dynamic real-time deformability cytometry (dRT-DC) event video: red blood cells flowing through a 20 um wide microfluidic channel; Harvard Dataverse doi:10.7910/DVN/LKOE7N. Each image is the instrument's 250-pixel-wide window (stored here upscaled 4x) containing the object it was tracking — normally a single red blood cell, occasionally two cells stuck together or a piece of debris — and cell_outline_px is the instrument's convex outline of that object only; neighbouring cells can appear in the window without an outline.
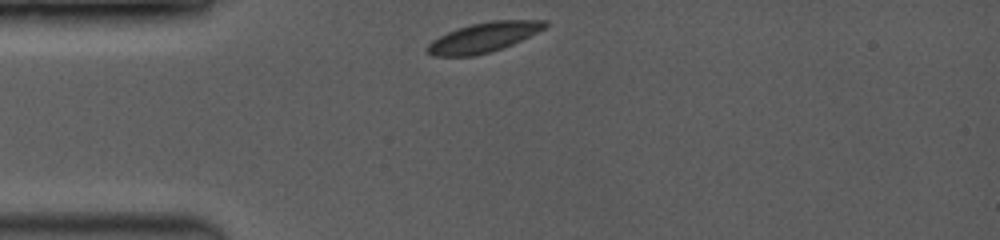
{"species": "common noctule bat (a hibernating species)", "species_latin": "Nyctalus noctula", "temperature_condition": "room temperature", "stored_images_in_passage": 17, "camera_frame_rate_fps": 3500, "um_per_image_px": 0.085, "animal": {"sex": "female", "body_mass_g": 19.0, "forearm_length_mm": 53.3}, "frame": {"image": 1, "passage_image": 1, "time_ms": 0.0, "image_size_px": [1000, 240], "cell_outline_px": [[548, 24], [544, 28], [512, 44], [488, 52], [472, 56], [432, 56], [424, 48], [432, 40], [456, 28], [472, 24], [492, 20], [548, 20]], "centroid_in_image_um": [41.06, 3.17], "position_along_channel_um": 43.9, "area_um2": 20.11}}
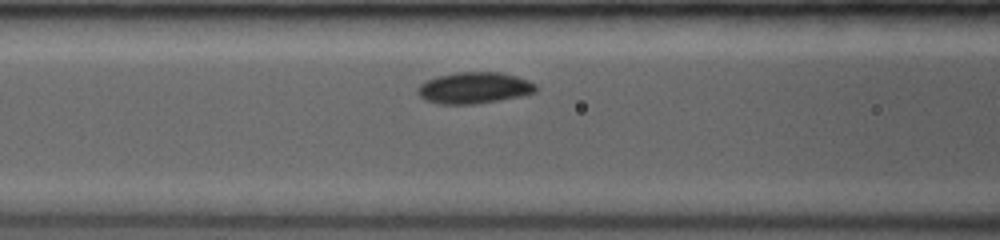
{"frame": {"image": 2, "passage_image": 11, "time_ms": 2.571, "image_size_px": [1000, 240], "cell_outline_px": [[536, 92], [520, 96], [500, 100], [476, 104], [440, 104], [424, 100], [416, 92], [416, 88], [420, 84], [436, 76], [456, 72], [500, 72], [516, 76], [528, 80], [536, 84]], "centroid_in_image_um": [40.28, 7.47], "position_along_channel_um": 126.3, "area_um2": 21.73}}
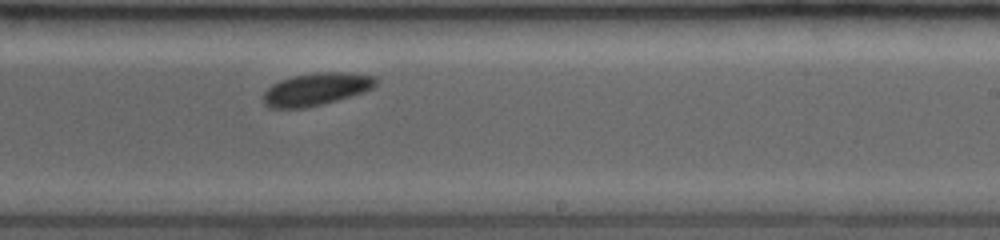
{"frame": {"image": 3, "passage_image": 17, "time_ms": 6.0, "image_size_px": [1000, 240], "cell_outline_px": [[376, 84], [372, 88], [364, 92], [336, 100], [304, 108], [268, 108], [264, 104], [264, 92], [272, 84], [280, 80], [292, 76], [316, 72], [344, 72], [376, 76]], "centroid_in_image_um": [26.86, 7.57], "position_along_channel_um": 262.1, "area_um2": 21.21}}